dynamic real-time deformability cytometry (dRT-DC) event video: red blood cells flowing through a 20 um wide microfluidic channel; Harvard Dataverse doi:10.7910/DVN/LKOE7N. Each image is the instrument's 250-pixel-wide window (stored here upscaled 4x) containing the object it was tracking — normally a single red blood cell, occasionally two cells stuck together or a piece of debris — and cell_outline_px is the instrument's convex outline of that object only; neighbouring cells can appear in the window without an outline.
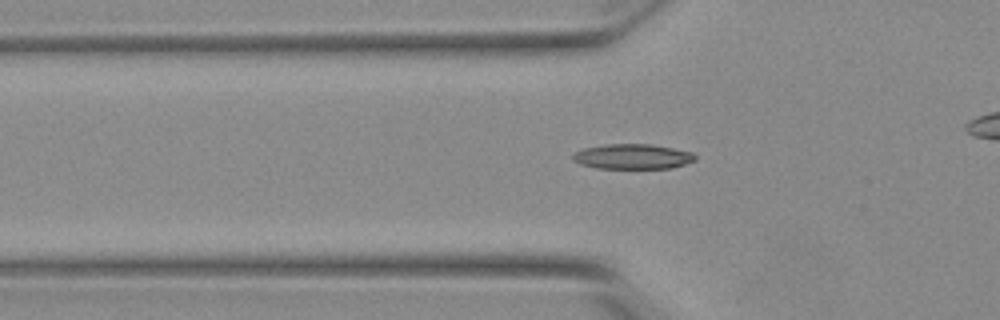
{"species": "Egyptian fruit bat (a non-hibernating species)", "species_latin": "Rousettus aegyptiacus", "temperature_condition": "warm", "stored_images_in_passage": 45, "camera_frame_rate_fps": 3000, "um_per_image_px": 0.085, "animal": {"sex": "female"}, "frame": {"image": 1, "passage_image": 19, "time_ms": 6.0, "image_size_px": [1000, 320], "cell_outline_px": [[696, 160], [672, 168], [596, 168], [580, 164], [572, 160], [572, 156], [576, 152], [584, 148], [604, 144], [652, 144], [692, 152], [696, 156]], "centroid_in_image_um": [53.77, 13.3], "position_along_channel_um": 72.0, "area_um2": 17.86}}
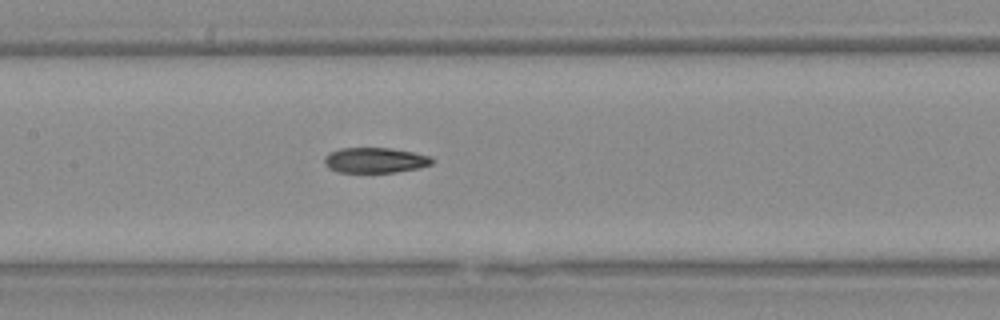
{"frame": {"image": 2, "passage_image": 27, "time_ms": 8.667, "image_size_px": [1000, 320], "cell_outline_px": [[432, 164], [420, 168], [396, 172], [340, 172], [328, 168], [324, 164], [324, 156], [340, 148], [392, 148], [432, 156]], "centroid_in_image_um": [31.89, 13.62], "position_along_channel_um": 175.5, "area_um2": 15.9}}
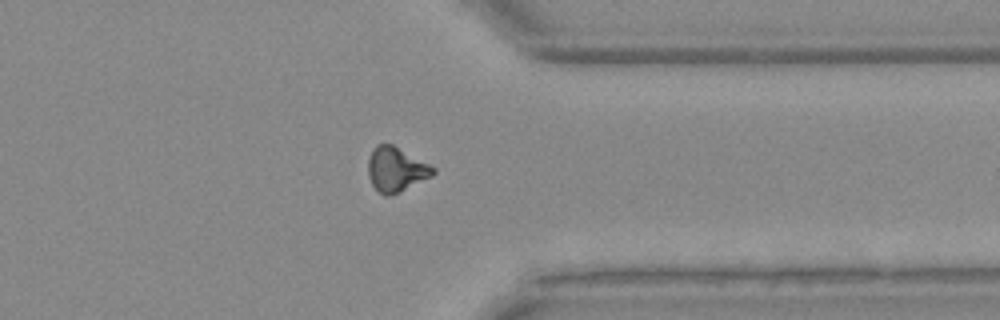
{"frame": {"image": 3, "passage_image": 43, "time_ms": 14.0, "image_size_px": [1000, 320], "cell_outline_px": [[436, 172], [432, 176], [400, 192], [388, 196], [384, 196], [372, 184], [368, 176], [368, 160], [372, 148], [376, 144], [392, 144], [436, 168]], "centroid_in_image_um": [33.65, 14.4], "position_along_channel_um": 377.7, "area_um2": 16.82}}